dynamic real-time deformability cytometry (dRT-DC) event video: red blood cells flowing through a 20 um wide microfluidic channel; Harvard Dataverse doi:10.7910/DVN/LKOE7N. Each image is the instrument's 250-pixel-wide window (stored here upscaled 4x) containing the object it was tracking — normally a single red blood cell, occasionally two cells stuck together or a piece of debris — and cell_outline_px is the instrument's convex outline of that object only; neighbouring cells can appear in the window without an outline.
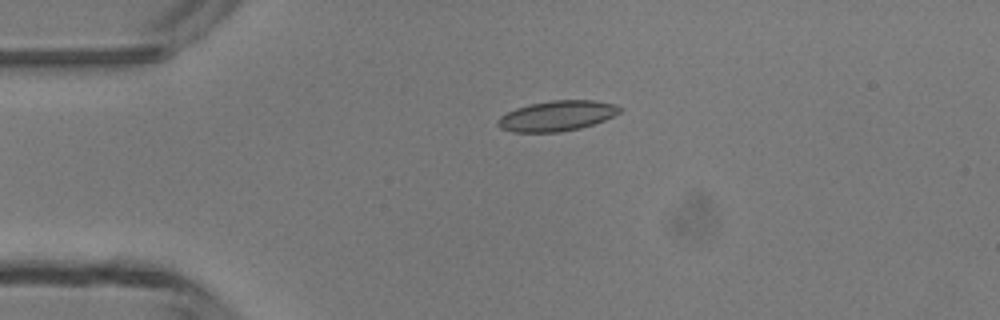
{"species": "common noctule bat (a hibernating species)", "species_latin": "Nyctalus noctula", "temperature_condition": "room temperature", "stored_images_in_passage": 5, "camera_frame_rate_fps": 3000, "um_per_image_px": 0.085, "animal": {"sex": "male", "body_mass_g": 13.3}, "frame": {"image": 1, "passage_image": 5, "time_ms": 4.333, "image_size_px": [1000, 320], "cell_outline_px": [[620, 112], [604, 120], [580, 128], [560, 132], [512, 132], [500, 128], [496, 124], [496, 120], [500, 116], [516, 108], [528, 104], [552, 100], [592, 100], [616, 104], [620, 108]], "centroid_in_image_um": [47.29, 9.85], "position_along_channel_um": 37.7, "area_um2": 21.5}}